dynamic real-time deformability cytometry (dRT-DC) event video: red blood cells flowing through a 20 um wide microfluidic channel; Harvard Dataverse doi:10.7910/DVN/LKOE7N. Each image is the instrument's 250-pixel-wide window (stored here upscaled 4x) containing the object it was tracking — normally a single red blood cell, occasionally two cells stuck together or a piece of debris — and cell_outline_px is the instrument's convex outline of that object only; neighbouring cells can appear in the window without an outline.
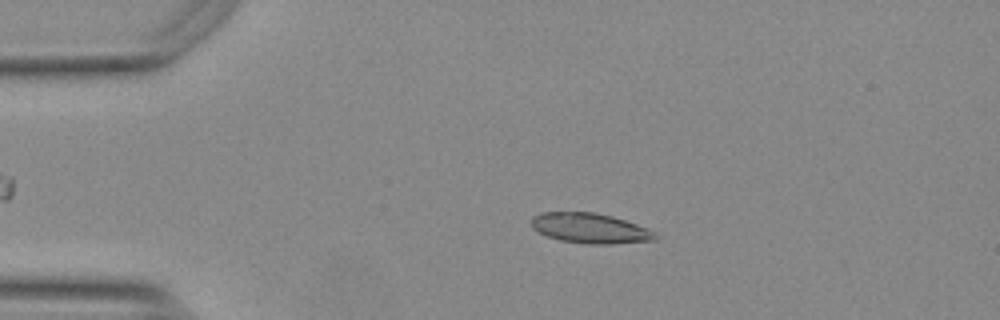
{"species": "Egyptian fruit bat (a non-hibernating species)", "species_latin": "Rousettus aegyptiacus", "temperature_condition": "warm", "stored_images_in_passage": 48, "camera_frame_rate_fps": 3000, "um_per_image_px": 0.085, "animal": {"sex": "female"}, "frame": {"image": 1, "passage_image": 5, "time_ms": 1.333, "image_size_px": [1000, 320], "cell_outline_px": [[656, 240], [612, 244], [588, 244], [560, 240], [548, 236], [532, 228], [532, 216], [540, 212], [596, 212], [612, 216], [648, 228], [656, 232]], "centroid_in_image_um": [50.17, 19.4], "position_along_channel_um": 34.8, "area_um2": 21.73}}
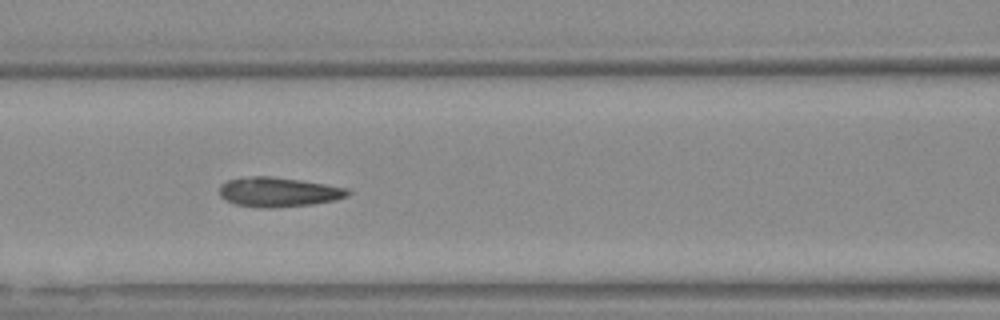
{"frame": {"image": 2, "passage_image": 17, "time_ms": 5.333, "image_size_px": [1000, 320], "cell_outline_px": [[352, 192], [348, 196], [336, 200], [312, 204], [272, 208], [256, 208], [236, 204], [220, 196], [220, 184], [228, 180], [252, 176], [272, 176], [300, 180], [348, 188]], "centroid_in_image_um": [23.69, 16.33], "position_along_channel_um": 142.9, "area_um2": 22.14}}
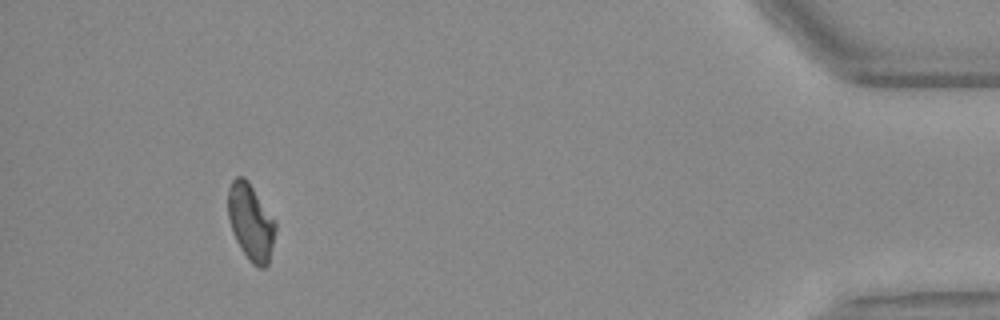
{"frame": {"image": 3, "passage_image": 44, "time_ms": 14.333, "image_size_px": [1000, 320], "cell_outline_px": [[276, 228], [268, 264], [264, 268], [260, 268], [252, 264], [248, 260], [240, 248], [232, 232], [228, 216], [228, 188], [232, 180], [236, 176], [244, 176], [248, 180], [276, 224]], "centroid_in_image_um": [21.29, 18.88], "position_along_channel_um": 413.9, "area_um2": 20.98}, "authors_computed_cell_mechanics": {"area_um2": 21.5016, "velocity_mm_per_s": 3.7426, "shape_relaxation_time_tau1_ms": null, "shape_relaxation_time_tau2_ms": 2.3188, "deformation_change_tau1": null, "deformation_change_tau2": 0.0613}}